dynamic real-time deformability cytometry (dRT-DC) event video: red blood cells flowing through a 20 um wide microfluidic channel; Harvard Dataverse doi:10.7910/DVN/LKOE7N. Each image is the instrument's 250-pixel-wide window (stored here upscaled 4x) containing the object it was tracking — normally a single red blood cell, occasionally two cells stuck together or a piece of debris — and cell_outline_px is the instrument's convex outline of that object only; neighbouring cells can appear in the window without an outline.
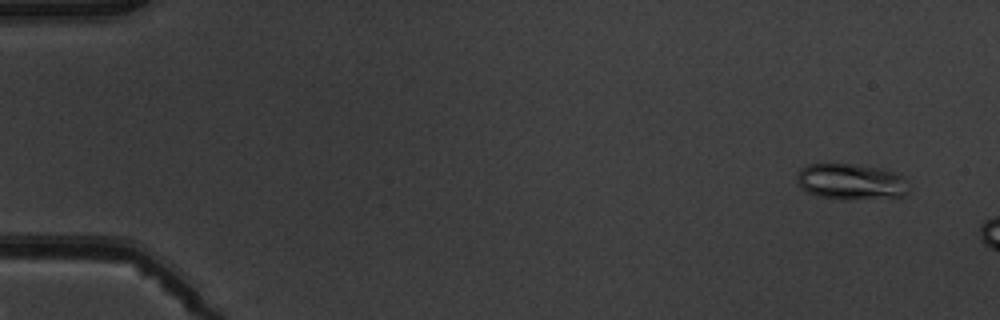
{"species": "common noctule bat (a hibernating species)", "species_latin": "Nyctalus noctula", "temperature_condition": "warm", "stored_images_in_passage": 3, "camera_frame_rate_fps": 3000, "um_per_image_px": 0.085, "animal": {"sex": "male", "body_mass_g": 19.5, "forearm_length_mm": 54.6}, "frame": {"image": 1, "passage_image": 1, "time_ms": 0.0, "image_size_px": [1000, 320], "cell_outline_px": [[908, 192], [904, 196], [848, 200], [832, 200], [816, 196], [800, 188], [796, 180], [796, 176], [800, 168], [808, 164], [856, 164], [884, 168], [904, 176], [908, 180]], "centroid_in_image_um": [72.33, 15.45], "position_along_channel_um": 12.7, "area_um2": 24.22}}